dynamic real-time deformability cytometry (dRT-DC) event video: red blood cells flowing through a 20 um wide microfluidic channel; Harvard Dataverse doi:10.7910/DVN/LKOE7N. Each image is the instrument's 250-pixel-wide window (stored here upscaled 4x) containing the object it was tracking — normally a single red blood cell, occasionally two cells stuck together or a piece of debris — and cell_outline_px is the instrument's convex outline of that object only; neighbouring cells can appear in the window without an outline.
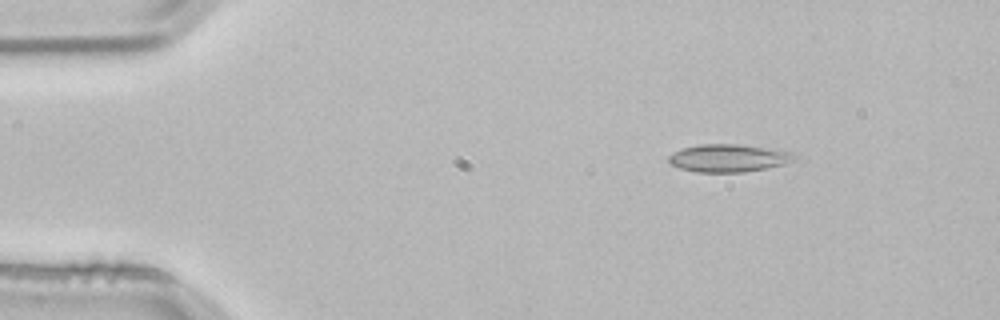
{"species": "common noctule bat (a hibernating species)", "species_latin": "Nyctalus noctula", "temperature_condition": "room temperature", "stored_images_in_passage": 3, "camera_frame_rate_fps": 3000, "um_per_image_px": 0.085, "animal": {"sex": "male", "body_mass_g": 21.5, "forearm_length_mm": 52.0}, "frame": {"image": 1, "passage_image": 2, "time_ms": 0.333, "image_size_px": [1000, 320], "cell_outline_px": [[796, 160], [784, 164], [768, 168], [744, 172], [696, 172], [680, 168], [668, 164], [668, 156], [672, 152], [684, 148], [700, 144], [736, 144], [792, 152], [796, 156]], "centroid_in_image_um": [61.89, 13.45], "position_along_channel_um": 23.1, "area_um2": 20.29}}